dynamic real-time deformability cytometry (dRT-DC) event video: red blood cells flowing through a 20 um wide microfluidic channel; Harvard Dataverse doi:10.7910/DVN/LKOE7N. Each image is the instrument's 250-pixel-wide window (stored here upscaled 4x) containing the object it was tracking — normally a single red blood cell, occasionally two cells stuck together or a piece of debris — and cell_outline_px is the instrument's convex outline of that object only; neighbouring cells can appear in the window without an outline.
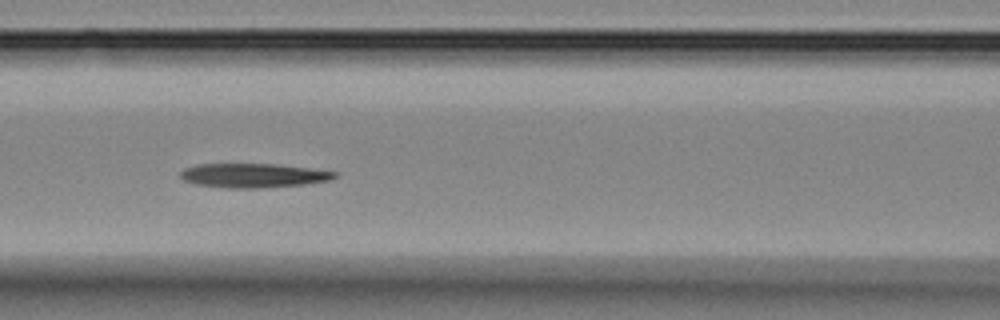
{"species": "Egyptian fruit bat (a non-hibernating species)", "species_latin": "Rousettus aegyptiacus", "temperature_condition": "room temperature", "stored_images_in_passage": 14, "camera_frame_rate_fps": 3000, "um_per_image_px": 0.085, "animal": {"sex": "female"}, "frame": {"image": 1, "passage_image": 5, "time_ms": 6.0, "image_size_px": [1000, 320], "cell_outline_px": [[340, 176], [332, 180], [304, 184], [256, 188], [224, 188], [196, 184], [184, 180], [180, 176], [180, 172], [184, 168], [196, 164], [276, 164], [340, 172]], "centroid_in_image_um": [21.57, 14.91], "position_along_channel_um": 145.0, "area_um2": 21.85}}
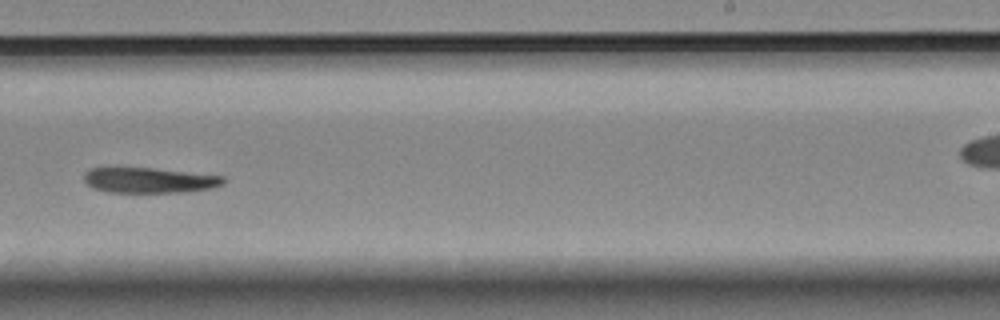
{"frame": {"image": 2, "passage_image": 8, "time_ms": 9.667, "image_size_px": [1000, 320], "cell_outline_px": [[228, 180], [224, 184], [212, 188], [184, 192], [108, 192], [92, 188], [84, 180], [84, 172], [88, 168], [152, 168], [224, 176]], "centroid_in_image_um": [12.71, 15.32], "position_along_channel_um": 276.3, "area_um2": 20.63}}
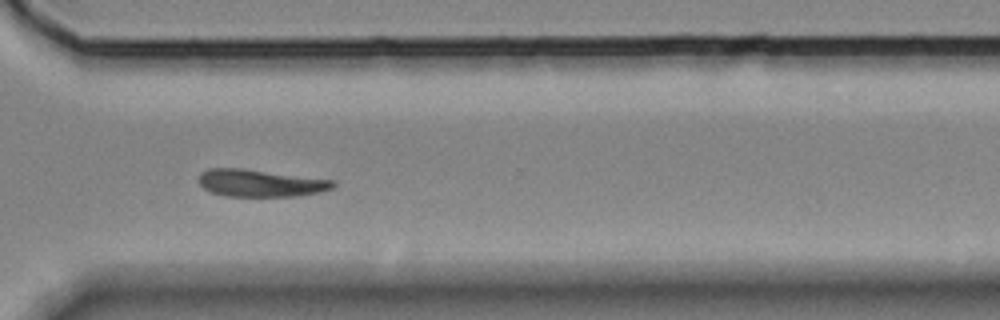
{"frame": {"image": 3, "passage_image": 10, "time_ms": 11.667, "image_size_px": [1000, 320], "cell_outline_px": [[336, 184], [332, 188], [320, 192], [296, 196], [224, 196], [212, 192], [204, 188], [200, 184], [200, 172], [208, 168], [240, 168], [336, 180]], "centroid_in_image_um": [22.15, 15.56], "position_along_channel_um": 348.5, "area_um2": 21.27}}